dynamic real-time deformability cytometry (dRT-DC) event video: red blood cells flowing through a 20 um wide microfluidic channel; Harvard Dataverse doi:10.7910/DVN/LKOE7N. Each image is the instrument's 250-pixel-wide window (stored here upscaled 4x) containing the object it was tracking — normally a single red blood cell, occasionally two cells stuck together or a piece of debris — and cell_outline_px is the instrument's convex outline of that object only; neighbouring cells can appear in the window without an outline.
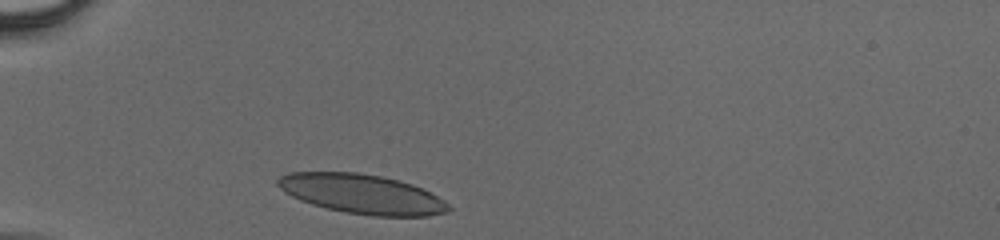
{"species": "human", "species_latin": "Homo sapiens", "temperature_condition": "cold", "stored_images_in_passage": 31, "camera_frame_rate_fps": 3000, "um_per_image_px": 0.085, "donor": {"sex": "male"}, "frame": {"image": 1, "passage_image": 2, "time_ms": 0.333, "image_size_px": [1000, 240], "cell_outline_px": [[452, 208], [448, 212], [428, 216], [372, 216], [344, 212], [312, 204], [300, 200], [284, 192], [276, 184], [276, 180], [280, 176], [288, 172], [356, 172], [380, 176], [400, 180], [412, 184], [444, 200]], "centroid_in_image_um": [30.75, 16.49], "position_along_channel_um": 54.2, "area_um2": 39.25}}
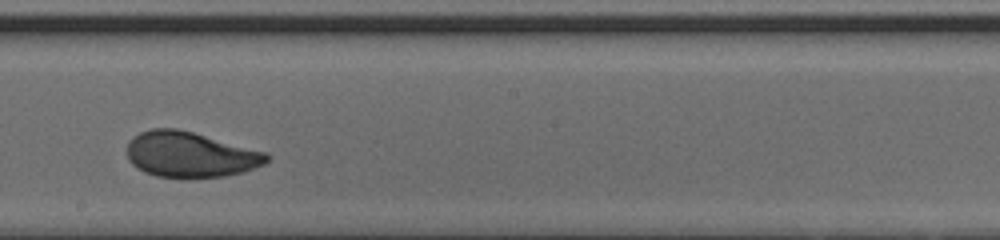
{"frame": {"image": 2, "passage_image": 18, "time_ms": 5.667, "image_size_px": [1000, 240], "cell_outline_px": [[268, 160], [264, 164], [240, 172], [224, 176], [156, 176], [144, 172], [136, 168], [128, 160], [128, 140], [140, 132], [152, 128], [176, 128], [192, 132], [268, 152]], "centroid_in_image_um": [16.14, 13.11], "position_along_channel_um": 232.1, "area_um2": 36.53}}
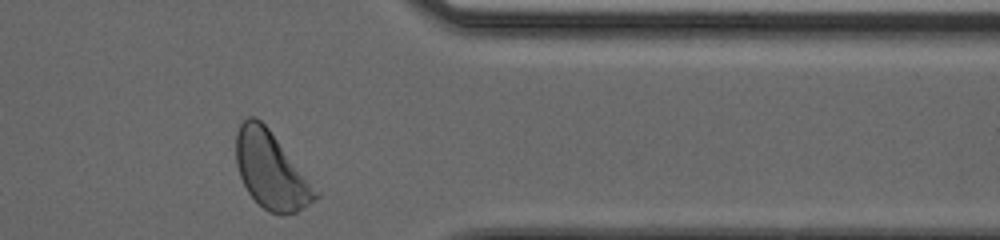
{"frame": {"image": 3, "passage_image": 31, "time_ms": 10.0, "image_size_px": [1000, 240], "cell_outline_px": [[320, 196], [296, 212], [284, 216], [280, 216], [264, 208], [248, 192], [240, 176], [236, 164], [236, 132], [240, 124], [248, 116], [256, 116], [268, 128], [320, 192]], "centroid_in_image_um": [23.04, 14.48], "position_along_channel_um": 388.4, "area_um2": 35.32}}